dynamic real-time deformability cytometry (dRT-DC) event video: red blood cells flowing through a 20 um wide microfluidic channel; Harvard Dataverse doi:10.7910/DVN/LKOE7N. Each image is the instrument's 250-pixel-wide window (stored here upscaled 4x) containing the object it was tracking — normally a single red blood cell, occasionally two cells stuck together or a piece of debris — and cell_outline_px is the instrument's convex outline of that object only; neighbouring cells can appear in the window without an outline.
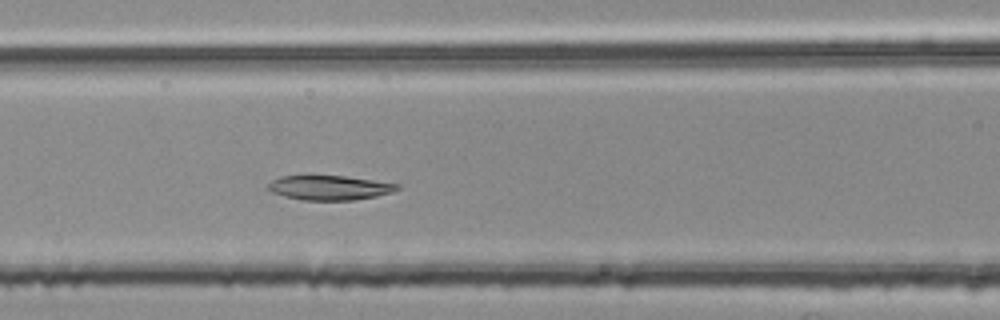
{"species": "common noctule bat (a hibernating species)", "species_latin": "Nyctalus noctula", "temperature_condition": "room temperature", "stored_images_in_passage": 43, "camera_frame_rate_fps": 3000, "um_per_image_px": 0.085, "animal": {"sex": "female", "body_mass_g": 25.1}, "frame": {"image": 1, "passage_image": 15, "time_ms": 4.667, "image_size_px": [1000, 320], "cell_outline_px": [[400, 188], [392, 192], [376, 196], [352, 200], [304, 200], [284, 196], [272, 192], [268, 188], [268, 184], [272, 180], [280, 176], [344, 176], [400, 184]], "centroid_in_image_um": [28.01, 15.95], "position_along_channel_um": 138.6, "area_um2": 18.26}}
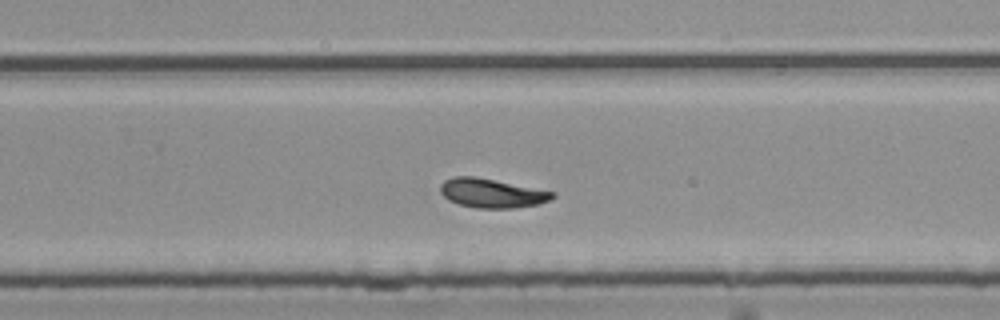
{"frame": {"image": 2, "passage_image": 27, "time_ms": 8.667, "image_size_px": [1000, 320], "cell_outline_px": [[556, 196], [548, 200], [536, 204], [512, 208], [476, 208], [460, 204], [448, 200], [440, 192], [440, 184], [444, 180], [452, 176], [472, 176], [556, 192]], "centroid_in_image_um": [41.76, 16.41], "position_along_channel_um": 288.0, "area_um2": 18.79}}
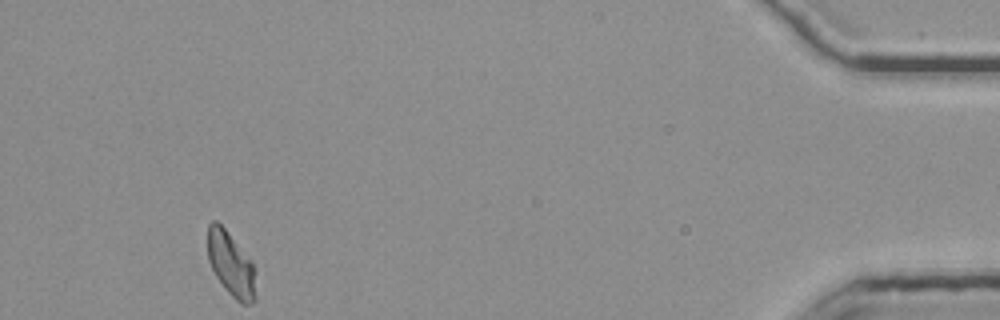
{"frame": {"image": 3, "passage_image": 43, "time_ms": 14.0, "image_size_px": [1000, 320], "cell_outline_px": [[256, 300], [252, 304], [240, 304], [224, 288], [216, 276], [208, 260], [208, 224], [212, 220], [216, 220], [224, 228], [252, 260], [256, 268]], "centroid_in_image_um": [19.68, 22.5], "position_along_channel_um": 415.5, "area_um2": 18.38}}